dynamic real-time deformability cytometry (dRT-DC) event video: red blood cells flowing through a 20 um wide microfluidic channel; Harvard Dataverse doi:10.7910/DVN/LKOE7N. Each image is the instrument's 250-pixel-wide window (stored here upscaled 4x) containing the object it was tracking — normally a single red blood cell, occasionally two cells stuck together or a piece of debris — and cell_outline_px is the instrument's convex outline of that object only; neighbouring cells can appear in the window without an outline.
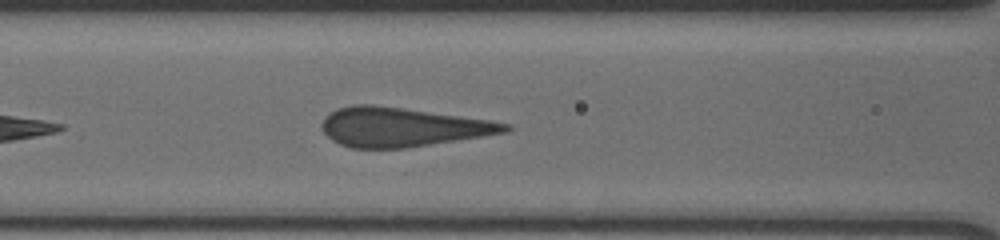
{"species": "human", "species_latin": "Homo sapiens", "temperature_condition": "cold", "stored_images_in_passage": 27, "camera_frame_rate_fps": 3000, "um_per_image_px": 0.085, "donor": {"sex": "male"}, "frame": {"image": 1, "passage_image": 6, "time_ms": 1.667, "image_size_px": [1000, 240], "cell_outline_px": [[512, 128], [508, 132], [404, 148], [352, 148], [340, 144], [332, 140], [324, 132], [320, 124], [324, 116], [336, 108], [352, 104], [372, 104], [404, 108], [488, 120], [512, 124]], "centroid_in_image_um": [34.13, 10.79], "position_along_channel_um": 132.5, "area_um2": 41.67}}
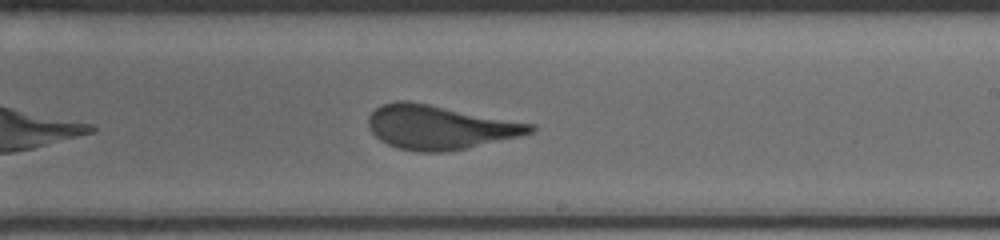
{"frame": {"image": 2, "passage_image": 12, "time_ms": 3.667, "image_size_px": [1000, 240], "cell_outline_px": [[536, 128], [532, 132], [520, 136], [468, 148], [444, 152], [420, 152], [400, 148], [388, 144], [380, 140], [368, 128], [368, 116], [380, 104], [396, 100], [408, 100], [536, 124]], "centroid_in_image_um": [37.37, 10.8], "position_along_channel_um": 251.6, "area_um2": 41.67}}
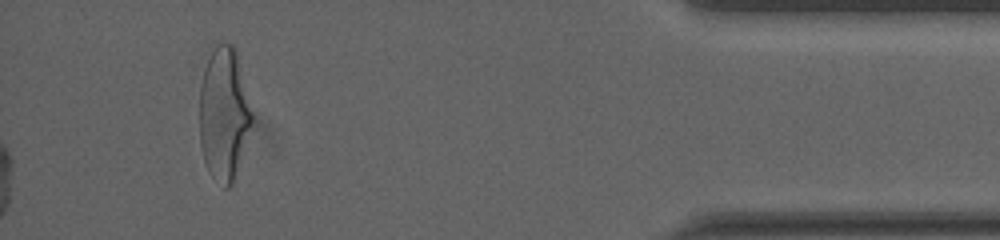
{"frame": {"image": 3, "passage_image": 27, "time_ms": 8.667, "image_size_px": [1000, 240], "cell_outline_px": [[252, 120], [232, 184], [228, 188], [224, 188], [212, 176], [204, 160], [200, 144], [200, 84], [204, 68], [216, 44], [232, 44], [236, 48], [252, 112]], "centroid_in_image_um": [19.02, 9.66], "position_along_channel_um": 416.2, "area_um2": 39.94}}